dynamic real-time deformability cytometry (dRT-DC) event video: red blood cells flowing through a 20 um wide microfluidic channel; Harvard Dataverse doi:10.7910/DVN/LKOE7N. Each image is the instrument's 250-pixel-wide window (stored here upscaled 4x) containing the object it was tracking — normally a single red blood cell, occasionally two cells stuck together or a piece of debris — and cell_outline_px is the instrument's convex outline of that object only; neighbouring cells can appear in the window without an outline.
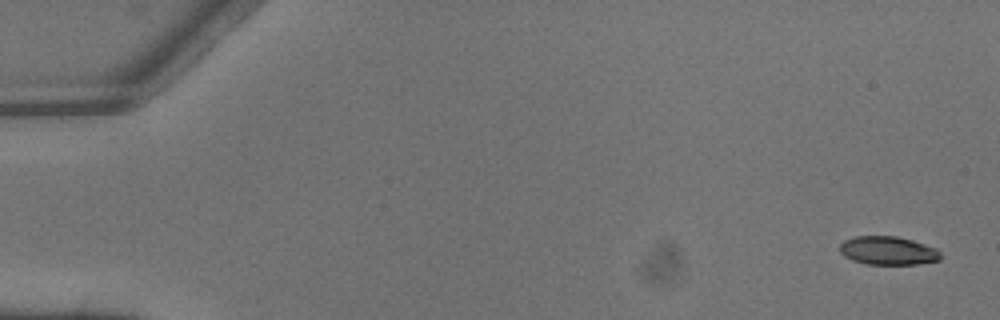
{"species": "common noctule bat (a hibernating species)", "species_latin": "Nyctalus noctula", "temperature_condition": "warm", "stored_images_in_passage": 5, "camera_frame_rate_fps": 3000, "um_per_image_px": 0.085, "animal": {"sex": "male", "body_mass_g": 13.3}, "frame": {"image": 1, "passage_image": 1, "time_ms": 0.0, "image_size_px": [1000, 320], "cell_outline_px": [[940, 260], [916, 264], [864, 264], [852, 260], [844, 256], [840, 252], [840, 244], [844, 240], [856, 236], [896, 236], [912, 240], [936, 248], [940, 252]], "centroid_in_image_um": [75.46, 21.3], "position_along_channel_um": 9.5, "area_um2": 16.7}}
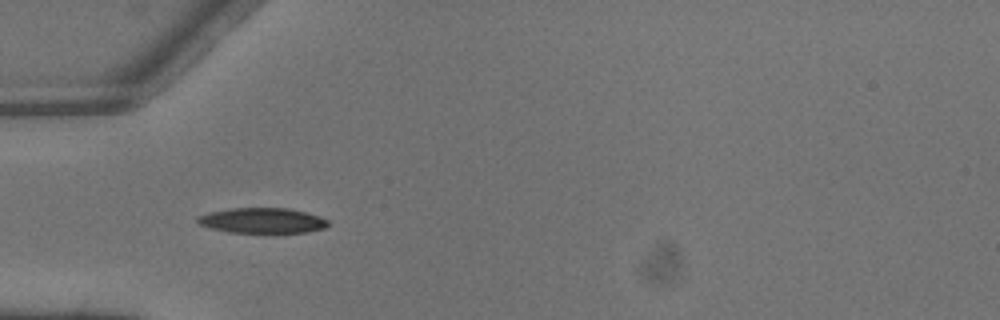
{"frame": {"image": 2, "passage_image": 4, "time_ms": 1.0, "image_size_px": [1000, 320], "cell_outline_px": [[328, 224], [324, 228], [308, 232], [228, 232], [212, 228], [200, 224], [196, 220], [196, 216], [208, 212], [232, 208], [288, 208], [320, 216], [328, 220]], "centroid_in_image_um": [22.28, 18.74], "position_along_channel_um": 62.7, "area_um2": 19.07}}
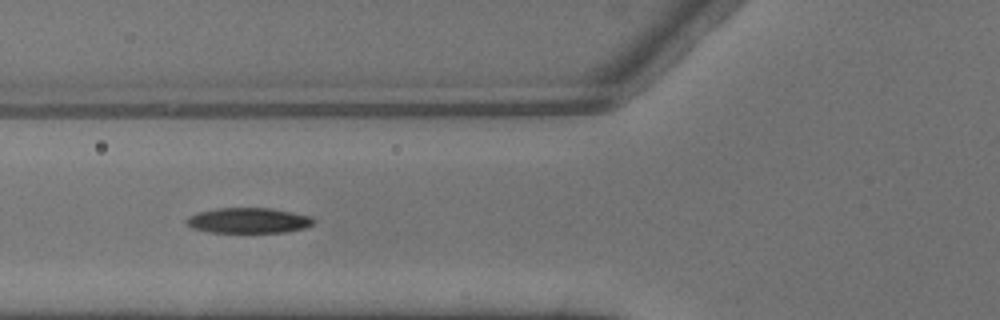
{"frame": {"image": 3, "passage_image": 5, "time_ms": 1.333, "image_size_px": [1000, 320], "cell_outline_px": [[316, 220], [312, 224], [304, 228], [284, 232], [208, 232], [192, 228], [184, 220], [188, 216], [196, 212], [216, 208], [272, 208], [312, 216]], "centroid_in_image_um": [21.1, 18.73], "position_along_channel_um": 104.7, "area_um2": 18.9}}